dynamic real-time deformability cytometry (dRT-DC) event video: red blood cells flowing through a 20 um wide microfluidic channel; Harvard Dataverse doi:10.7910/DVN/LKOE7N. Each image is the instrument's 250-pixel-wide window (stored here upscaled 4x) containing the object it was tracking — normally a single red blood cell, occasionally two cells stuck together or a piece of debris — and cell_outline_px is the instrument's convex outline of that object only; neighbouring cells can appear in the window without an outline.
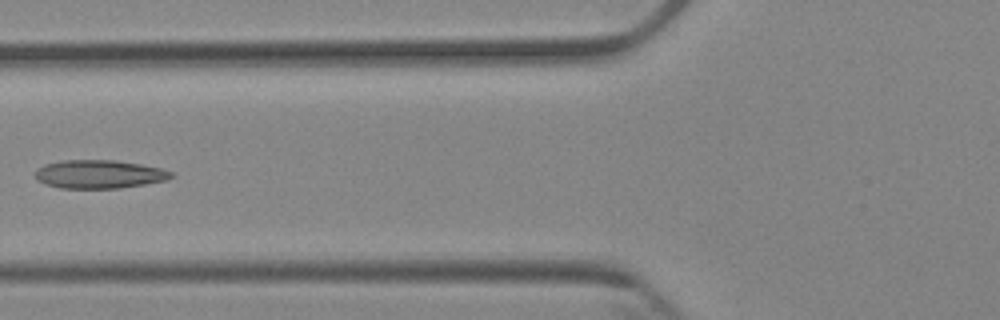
{"species": "Egyptian fruit bat (a non-hibernating species)", "species_latin": "Rousettus aegyptiacus", "temperature_condition": "cold", "stored_images_in_passage": 7, "camera_frame_rate_fps": 3000, "um_per_image_px": 0.085, "animal": {"sex": "female"}, "frame": {"image": 1, "passage_image": 6, "time_ms": 6.0, "image_size_px": [1000, 320], "cell_outline_px": [[172, 176], [168, 180], [120, 188], [60, 188], [44, 184], [36, 180], [36, 168], [44, 164], [64, 160], [116, 160], [140, 164], [160, 168], [172, 172]], "centroid_in_image_um": [8.4, 14.81], "position_along_channel_um": 117.4, "area_um2": 22.54}}
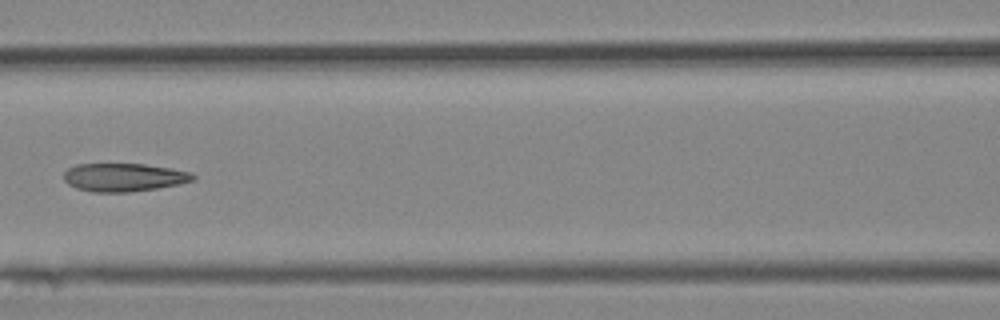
{"frame": {"image": 2, "passage_image": 7, "time_ms": 7.0, "image_size_px": [1000, 320], "cell_outline_px": [[196, 180], [180, 184], [132, 192], [92, 192], [76, 188], [68, 184], [64, 180], [64, 172], [68, 168], [76, 164], [144, 164], [172, 168], [192, 172], [196, 176]], "centroid_in_image_um": [10.56, 15.07], "position_along_channel_um": 156.0, "area_um2": 21.44}}